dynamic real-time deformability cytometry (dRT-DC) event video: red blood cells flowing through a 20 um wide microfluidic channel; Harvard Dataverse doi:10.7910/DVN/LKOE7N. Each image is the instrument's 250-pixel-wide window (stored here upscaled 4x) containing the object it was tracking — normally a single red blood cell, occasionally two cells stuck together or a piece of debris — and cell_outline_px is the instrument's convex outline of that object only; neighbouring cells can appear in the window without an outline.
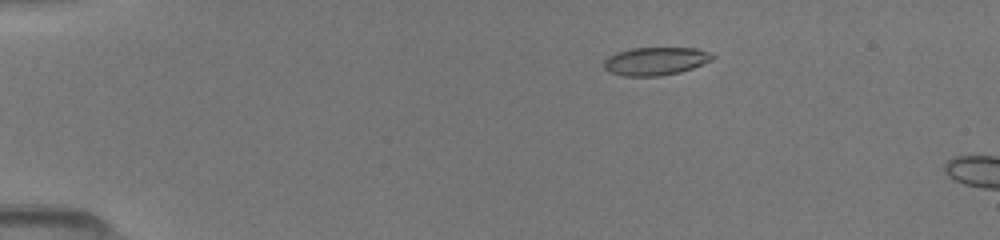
{"species": "common noctule bat (a hibernating species)", "species_latin": "Nyctalus noctula", "temperature_condition": "room temperature", "stored_images_in_passage": 6, "camera_frame_rate_fps": 3000, "um_per_image_px": 0.085, "animal": {"sex": "female", "body_mass_g": 19.5, "forearm_length_mm": 54.1}, "frame": {"image": 1, "passage_image": 5, "time_ms": 2.667, "image_size_px": [1000, 240], "cell_outline_px": [[716, 56], [712, 60], [692, 68], [680, 72], [660, 76], [624, 76], [608, 72], [604, 68], [604, 60], [608, 56], [616, 52], [628, 48], [696, 48], [708, 52]], "centroid_in_image_um": [55.69, 5.2], "position_along_channel_um": 29.3, "area_um2": 17.86}}